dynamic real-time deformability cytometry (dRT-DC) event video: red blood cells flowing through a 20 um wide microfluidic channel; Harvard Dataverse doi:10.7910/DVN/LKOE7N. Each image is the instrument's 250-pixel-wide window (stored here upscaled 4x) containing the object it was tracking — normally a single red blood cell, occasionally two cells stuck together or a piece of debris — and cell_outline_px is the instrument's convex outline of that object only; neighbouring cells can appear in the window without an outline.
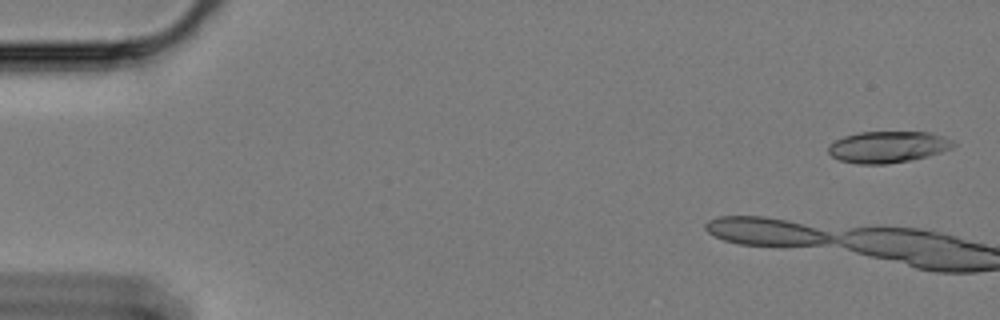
{"species": "Egyptian fruit bat (a non-hibernating species)", "species_latin": "Rousettus aegyptiacus", "temperature_condition": "cold", "stored_images_in_passage": 4, "camera_frame_rate_fps": 3000, "um_per_image_px": 0.085, "animal": {"sex": "female"}, "frame": {"image": 1, "passage_image": 2, "time_ms": 0.333, "image_size_px": [1000, 320], "cell_outline_px": [[956, 144], [952, 148], [928, 156], [912, 160], [888, 164], [856, 164], [840, 160], [832, 156], [828, 152], [828, 148], [836, 140], [844, 136], [860, 132], [932, 132], [944, 136], [952, 140]], "centroid_in_image_um": [75.5, 12.49], "position_along_channel_um": 9.5, "area_um2": 23.0}}